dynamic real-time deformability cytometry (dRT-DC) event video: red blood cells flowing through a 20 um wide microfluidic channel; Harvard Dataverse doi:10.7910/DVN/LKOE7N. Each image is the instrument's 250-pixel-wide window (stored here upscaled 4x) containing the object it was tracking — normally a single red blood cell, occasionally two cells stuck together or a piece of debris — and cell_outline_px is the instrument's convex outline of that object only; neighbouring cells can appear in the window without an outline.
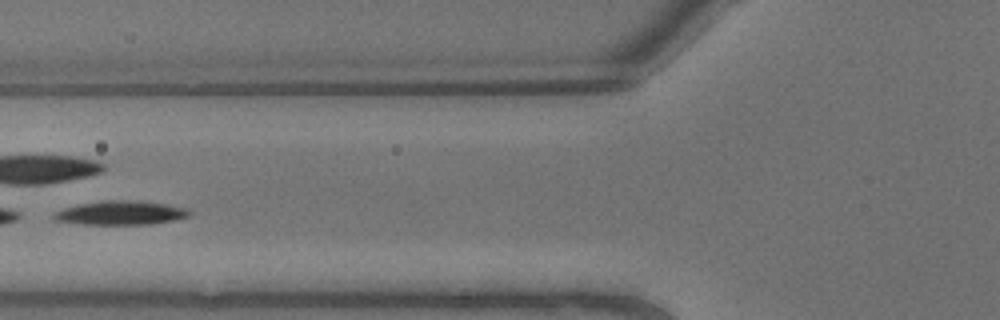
{"species": "common noctule bat (a hibernating species)", "species_latin": "Nyctalus noctula", "temperature_condition": "warm", "stored_images_in_passage": 9, "camera_frame_rate_fps": 3000, "um_per_image_px": 0.085, "animal": {"sex": "male", "body_mass_g": 13.3}, "frame": {"image": 1, "passage_image": 7, "time_ms": 2.0, "image_size_px": [1000, 320], "cell_outline_px": [[192, 212], [188, 216], [176, 220], [148, 224], [84, 224], [52, 220], [52, 216], [56, 212], [64, 208], [80, 204], [104, 200], [140, 200], [188, 208]], "centroid_in_image_um": [10.28, 18.09], "position_along_channel_um": 115.5, "area_um2": 18.9}}